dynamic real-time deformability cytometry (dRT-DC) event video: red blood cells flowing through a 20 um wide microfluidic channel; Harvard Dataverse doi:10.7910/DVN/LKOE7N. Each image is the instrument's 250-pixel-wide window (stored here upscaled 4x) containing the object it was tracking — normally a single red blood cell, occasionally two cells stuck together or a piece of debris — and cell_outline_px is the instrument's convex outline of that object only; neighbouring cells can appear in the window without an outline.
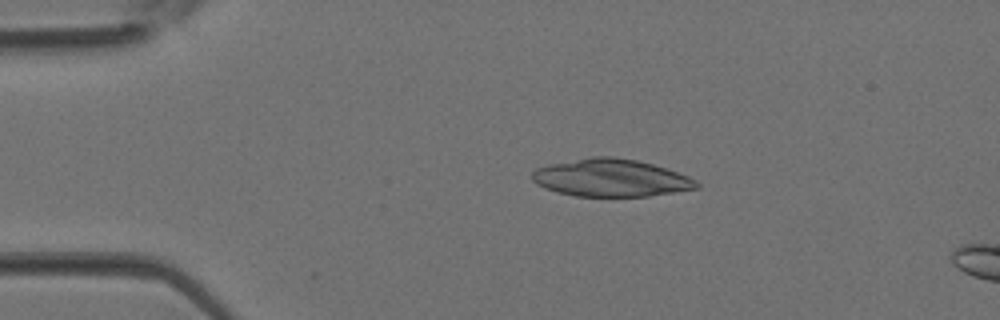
{"species": "Egyptian fruit bat (a non-hibernating species)", "species_latin": "Rousettus aegyptiacus", "temperature_condition": "room temperature", "stored_images_in_passage": 2, "camera_frame_rate_fps": 3000, "um_per_image_px": 0.085, "animal": {"sex": "female"}, "frame": {"image": 1, "passage_image": 1, "time_ms": 0.0, "image_size_px": [1000, 320], "cell_outline_px": [[700, 188], [648, 196], [576, 196], [556, 192], [544, 188], [536, 184], [532, 180], [532, 172], [536, 168], [548, 164], [592, 156], [612, 156], [636, 160], [652, 164], [688, 176], [696, 180], [700, 184]], "centroid_in_image_um": [51.9, 15.12], "position_along_channel_um": 33.1, "area_um2": 36.01}}